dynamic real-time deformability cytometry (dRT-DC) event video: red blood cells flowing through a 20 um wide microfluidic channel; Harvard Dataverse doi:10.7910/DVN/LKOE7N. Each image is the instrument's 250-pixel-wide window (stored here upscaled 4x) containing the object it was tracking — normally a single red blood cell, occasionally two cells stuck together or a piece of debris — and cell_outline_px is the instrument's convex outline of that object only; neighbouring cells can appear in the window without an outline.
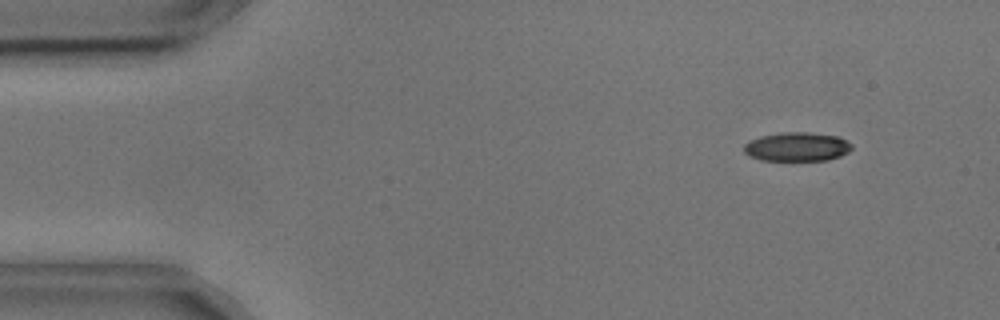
{"species": "common noctule bat (a hibernating species)", "species_latin": "Nyctalus noctula", "temperature_condition": "cold", "stored_images_in_passage": 8, "camera_frame_rate_fps": 3000, "um_per_image_px": 0.085, "animal": {"sex": "male", "body_mass_g": 17.9, "forearm_length_mm": 54.2}, "frame": {"image": 1, "passage_image": 1, "time_ms": 0.0, "image_size_px": [1000, 320], "cell_outline_px": [[852, 148], [848, 152], [840, 156], [828, 160], [760, 160], [748, 156], [744, 152], [744, 144], [760, 136], [780, 132], [808, 132], [840, 136], [852, 144]], "centroid_in_image_um": [67.75, 12.47], "position_along_channel_um": 17.2, "area_um2": 18.32}}
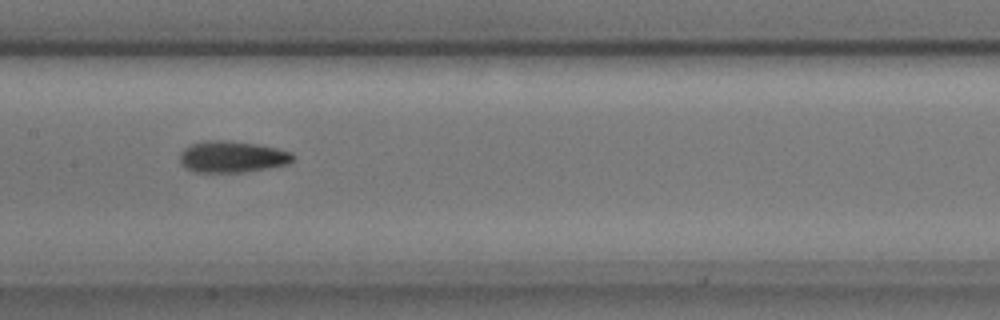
{"frame": {"image": 2, "passage_image": 7, "time_ms": 2.0, "image_size_px": [1000, 320], "cell_outline_px": [[296, 156], [288, 164], [268, 168], [240, 172], [192, 172], [184, 168], [180, 164], [180, 152], [184, 148], [192, 144], [204, 140], [228, 140], [256, 144], [276, 148], [292, 152]], "centroid_in_image_um": [19.7, 13.32], "position_along_channel_um": 187.7, "area_um2": 20.92}}
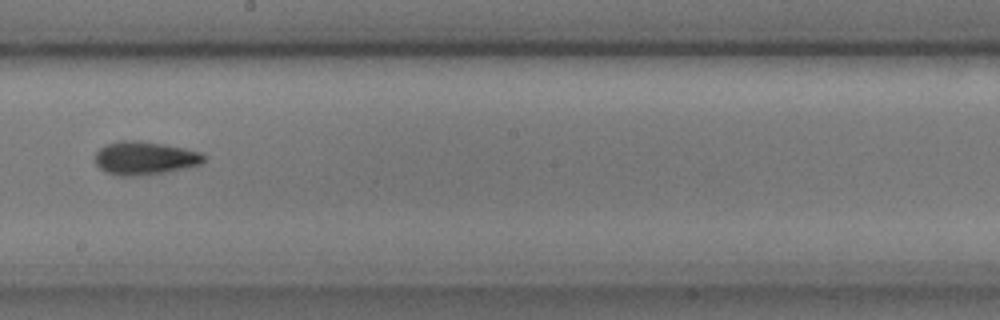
{"frame": {"image": 3, "passage_image": 8, "time_ms": 2.333, "image_size_px": [1000, 320], "cell_outline_px": [[204, 160], [200, 164], [184, 168], [164, 172], [140, 176], [120, 176], [104, 172], [96, 164], [96, 152], [100, 148], [108, 144], [120, 140], [136, 140], [164, 144], [184, 148], [200, 152], [204, 156]], "centroid_in_image_um": [12.27, 13.44], "position_along_channel_um": 235.9, "area_um2": 20.98}}